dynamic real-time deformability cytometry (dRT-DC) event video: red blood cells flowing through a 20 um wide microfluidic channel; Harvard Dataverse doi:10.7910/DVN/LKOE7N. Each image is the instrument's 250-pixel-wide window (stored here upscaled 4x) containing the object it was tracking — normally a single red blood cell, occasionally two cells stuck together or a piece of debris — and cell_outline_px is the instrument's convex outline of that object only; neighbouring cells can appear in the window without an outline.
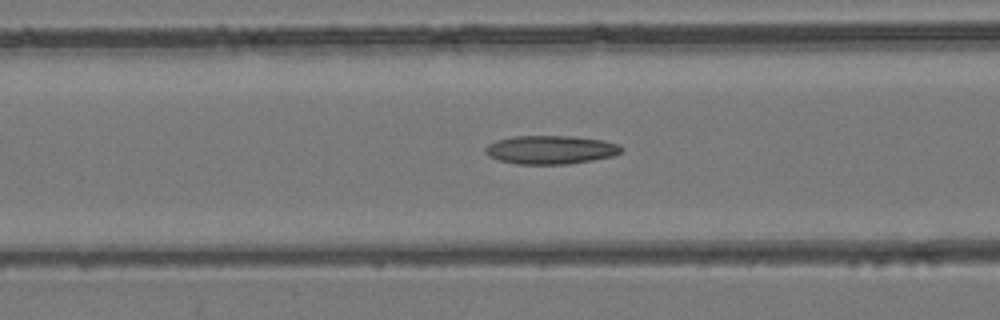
{"species": "common noctule bat (a hibernating species)", "species_latin": "Nyctalus noctula", "temperature_condition": "room temperature", "stored_images_in_passage": 24, "camera_frame_rate_fps": 3000, "um_per_image_px": 0.085, "animal": {"sex": "female", "body_mass_g": 24.6, "forearm_length_mm": 56.2}, "frame": {"image": 1, "passage_image": 11, "time_ms": 3.333, "image_size_px": [1000, 320], "cell_outline_px": [[624, 148], [620, 152], [612, 156], [592, 160], [568, 164], [516, 164], [500, 160], [488, 156], [484, 152], [484, 148], [488, 144], [496, 140], [512, 136], [572, 136], [604, 140], [620, 144]], "centroid_in_image_um": [46.79, 12.72], "position_along_channel_um": 119.8, "area_um2": 22.77}}
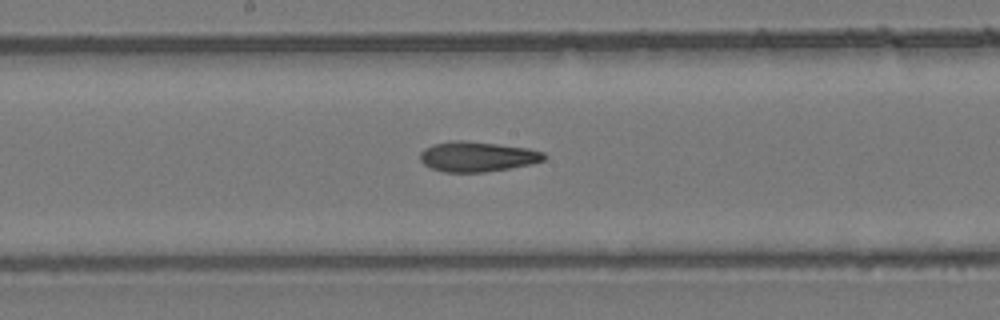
{"frame": {"image": 2, "passage_image": 17, "time_ms": 5.333, "image_size_px": [1000, 320], "cell_outline_px": [[548, 156], [544, 160], [532, 164], [484, 172], [444, 172], [432, 168], [424, 164], [420, 160], [420, 152], [424, 148], [432, 144], [452, 140], [464, 140], [528, 148], [544, 152]], "centroid_in_image_um": [40.56, 13.3], "position_along_channel_um": 207.6, "area_um2": 21.79}}
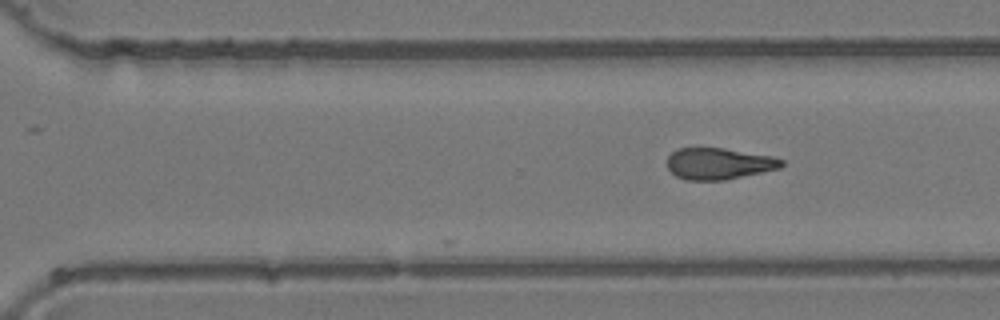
{"frame": {"image": 3, "passage_image": 24, "time_ms": 7.667, "image_size_px": [1000, 320], "cell_outline_px": [[784, 164], [780, 168], [724, 180], [688, 180], [676, 176], [668, 168], [668, 156], [676, 148], [724, 148], [772, 156], [784, 160]], "centroid_in_image_um": [61.1, 13.9], "position_along_channel_um": 309.5, "area_um2": 20.87}}